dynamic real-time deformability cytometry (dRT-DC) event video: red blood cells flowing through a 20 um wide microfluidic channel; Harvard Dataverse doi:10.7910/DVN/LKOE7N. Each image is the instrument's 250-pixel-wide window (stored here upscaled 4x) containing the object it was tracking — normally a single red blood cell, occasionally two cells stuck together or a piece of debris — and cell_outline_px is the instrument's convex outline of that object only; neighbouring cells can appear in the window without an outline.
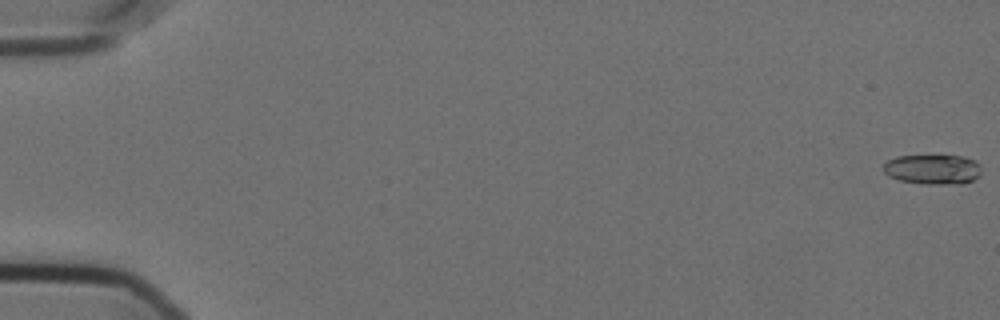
{"species": "Egyptian fruit bat (a non-hibernating species)", "species_latin": "Rousettus aegyptiacus", "temperature_condition": "cold", "stored_images_in_passage": 59, "camera_frame_rate_fps": 3000, "um_per_image_px": 0.085, "animal": {"sex": "female"}, "frame": {"image": 1, "passage_image": 1, "time_ms": 0.0, "image_size_px": [1000, 320], "cell_outline_px": [[980, 176], [964, 184], [924, 184], [900, 180], [888, 176], [884, 172], [884, 164], [888, 160], [896, 156], [964, 156], [976, 160], [980, 164]], "centroid_in_image_um": [79.32, 14.4], "position_along_channel_um": 5.7, "area_um2": 17.17}}
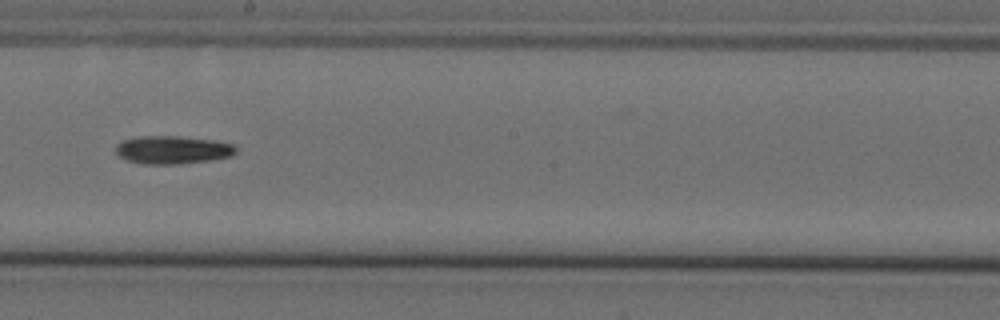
{"frame": {"image": 2, "passage_image": 34, "time_ms": 11.0, "image_size_px": [1000, 320], "cell_outline_px": [[236, 152], [232, 156], [212, 160], [176, 164], [144, 164], [128, 160], [120, 156], [116, 152], [116, 144], [124, 140], [136, 136], [180, 136], [216, 140], [232, 144], [236, 148]], "centroid_in_image_um": [14.69, 12.73], "position_along_channel_um": 233.5, "area_um2": 19.71}}
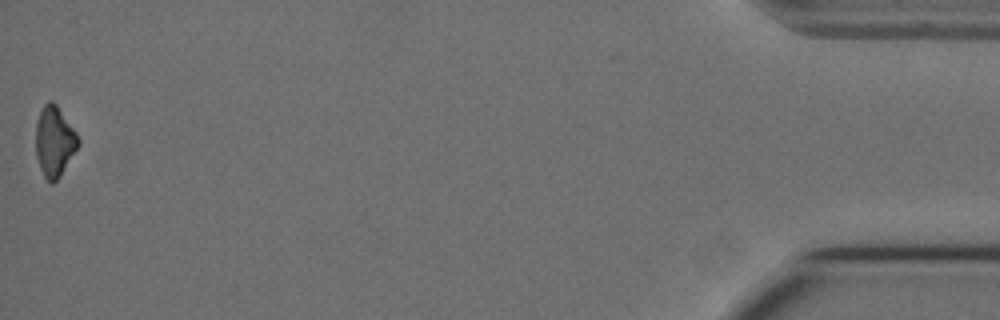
{"frame": {"image": 3, "passage_image": 58, "time_ms": 19.0, "image_size_px": [1000, 320], "cell_outline_px": [[80, 144], [60, 176], [52, 184], [44, 176], [40, 168], [36, 156], [36, 124], [40, 108], [48, 100], [52, 100], [56, 104], [76, 132], [80, 140]], "centroid_in_image_um": [4.62, 12.0], "position_along_channel_um": 430.6, "area_um2": 17.4}}